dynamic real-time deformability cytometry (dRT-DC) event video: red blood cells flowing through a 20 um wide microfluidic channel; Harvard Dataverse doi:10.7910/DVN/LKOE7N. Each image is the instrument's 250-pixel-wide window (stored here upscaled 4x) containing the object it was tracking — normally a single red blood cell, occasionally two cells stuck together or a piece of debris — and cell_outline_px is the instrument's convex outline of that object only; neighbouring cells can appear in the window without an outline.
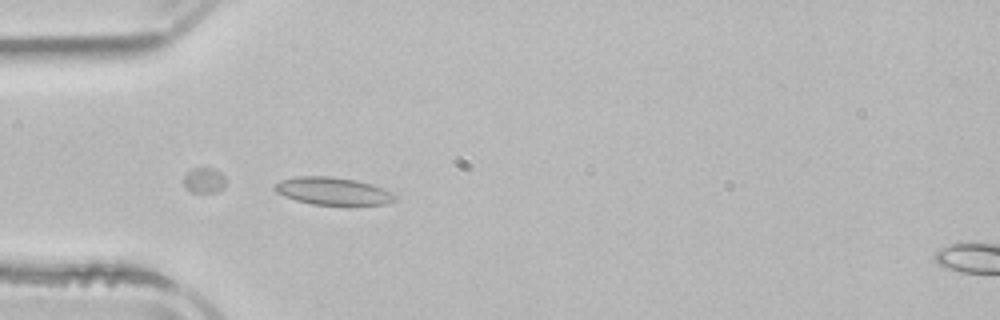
{"species": "common noctule bat (a hibernating species)", "species_latin": "Nyctalus noctula", "temperature_condition": "room temperature", "stored_images_in_passage": 53, "camera_frame_rate_fps": 3000, "um_per_image_px": 0.085, "animal": {"sex": "male", "body_mass_g": 21.5, "forearm_length_mm": 52.0}, "frame": {"image": 1, "passage_image": 16, "time_ms": 5.0, "image_size_px": [1000, 320], "cell_outline_px": [[396, 200], [384, 204], [356, 208], [344, 208], [312, 204], [296, 200], [284, 196], [276, 192], [272, 188], [280, 180], [296, 176], [332, 176], [356, 180], [372, 184], [396, 196]], "centroid_in_image_um": [28.31, 16.3], "position_along_channel_um": 56.7, "area_um2": 20.23}}